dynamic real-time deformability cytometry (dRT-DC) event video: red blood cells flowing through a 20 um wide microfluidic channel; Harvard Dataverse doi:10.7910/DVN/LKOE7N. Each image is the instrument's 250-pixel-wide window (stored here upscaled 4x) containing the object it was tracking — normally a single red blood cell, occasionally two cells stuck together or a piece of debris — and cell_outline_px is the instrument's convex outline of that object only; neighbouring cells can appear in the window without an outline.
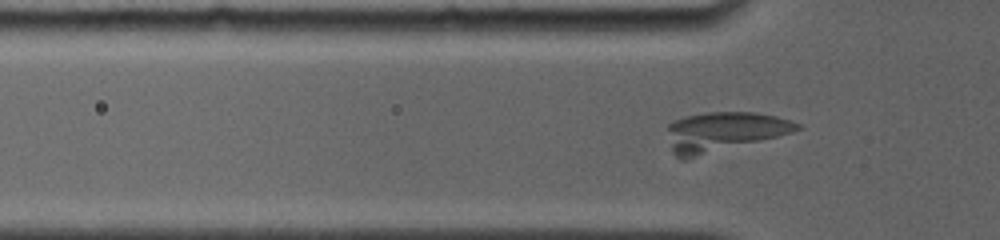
{"species": "common noctule bat (a hibernating species)", "species_latin": "Nyctalus noctula", "temperature_condition": "room temperature", "stored_images_in_passage": 83, "camera_frame_rate_fps": 4000, "um_per_image_px": 0.085, "animal": {"sex": "female", "body_mass_g": 19.0, "forearm_length_mm": 56.7}, "frame": {"image": 1, "passage_image": 25, "time_ms": 4.0, "image_size_px": [1000, 240], "cell_outline_px": [[804, 128], [792, 132], [688, 160], [684, 160], [676, 156], [672, 152], [668, 128], [668, 124], [672, 120], [684, 116], [708, 112], [752, 112], [776, 116], [800, 124]], "centroid_in_image_um": [61.48, 11.2], "position_along_channel_um": 64.3, "area_um2": 29.88}}
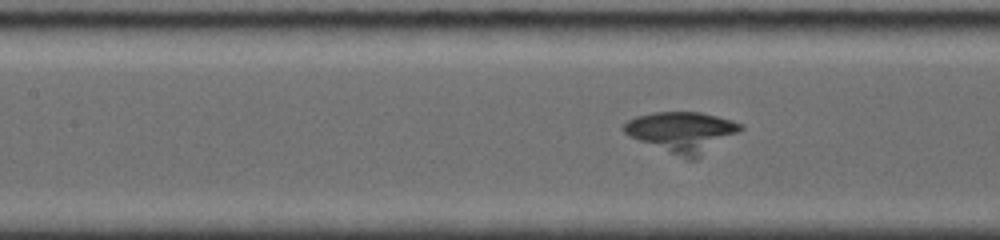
{"frame": {"image": 2, "passage_image": 35, "time_ms": 6.25, "image_size_px": [1000, 240], "cell_outline_px": [[744, 128], [696, 160], [688, 160], [628, 136], [620, 128], [628, 120], [636, 116], [652, 112], [700, 112], [732, 120], [744, 124]], "centroid_in_image_um": [57.96, 11.21], "position_along_channel_um": 149.4, "area_um2": 27.57}}
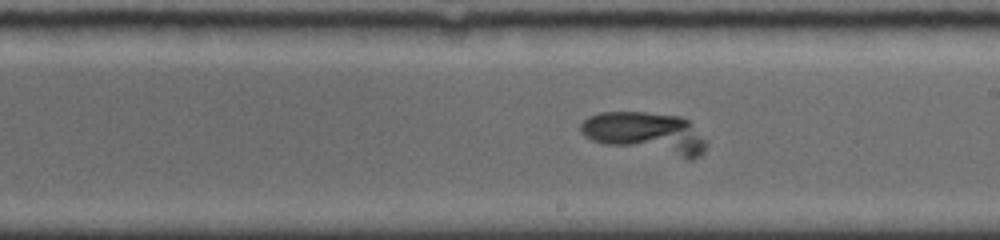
{"frame": {"image": 3, "passage_image": 45, "time_ms": 8.5, "image_size_px": [1000, 240], "cell_outline_px": [[708, 144], [704, 152], [700, 156], [688, 160], [604, 144], [592, 140], [584, 136], [580, 132], [580, 124], [588, 116], [600, 112], [644, 112], [680, 116], [688, 120]], "centroid_in_image_um": [54.9, 11.33], "position_along_channel_um": 234.1, "area_um2": 30.87}}